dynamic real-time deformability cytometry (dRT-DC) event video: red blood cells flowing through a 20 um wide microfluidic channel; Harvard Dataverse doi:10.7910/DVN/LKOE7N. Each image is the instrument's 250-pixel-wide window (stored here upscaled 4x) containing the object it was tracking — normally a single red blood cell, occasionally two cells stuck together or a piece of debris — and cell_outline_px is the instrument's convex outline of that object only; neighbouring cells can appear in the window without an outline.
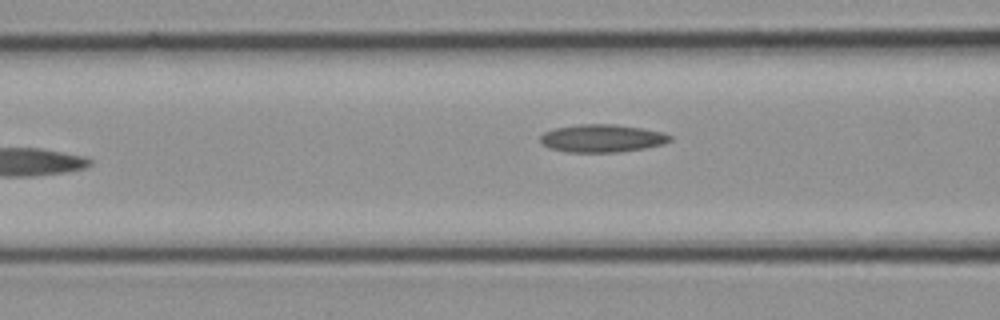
{"species": "common noctule bat (a hibernating species)", "species_latin": "Nyctalus noctula", "temperature_condition": "cold", "stored_images_in_passage": 12, "camera_frame_rate_fps": 3000, "um_per_image_px": 0.085, "animal": {"sex": "female", "body_mass_g": 21.9}, "frame": {"image": 1, "passage_image": 12, "time_ms": 3.667, "image_size_px": [1000, 320], "cell_outline_px": [[672, 140], [664, 144], [644, 148], [620, 152], [568, 152], [548, 148], [540, 140], [540, 136], [544, 132], [552, 128], [580, 124], [616, 124], [664, 132], [672, 136]], "centroid_in_image_um": [51.18, 11.75], "position_along_channel_um": 115.4, "area_um2": 21.15}}